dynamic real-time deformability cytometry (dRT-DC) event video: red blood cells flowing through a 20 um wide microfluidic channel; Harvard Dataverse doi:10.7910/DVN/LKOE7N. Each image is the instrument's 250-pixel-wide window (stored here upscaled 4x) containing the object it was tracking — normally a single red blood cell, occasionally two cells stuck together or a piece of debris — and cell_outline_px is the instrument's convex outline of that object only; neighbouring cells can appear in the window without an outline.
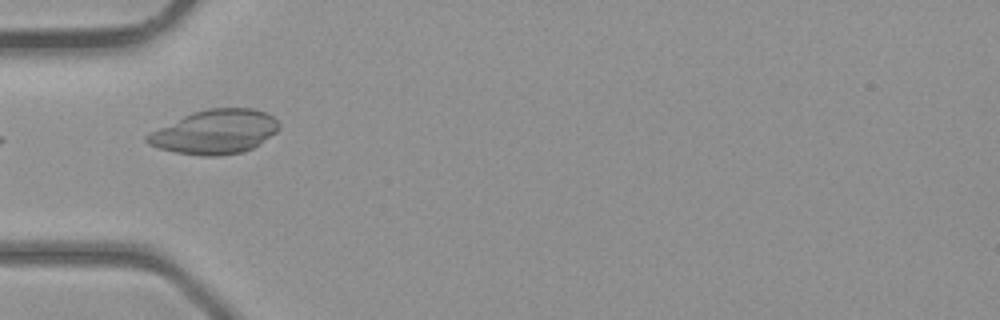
{"species": "common noctule bat (a hibernating species)", "species_latin": "Nyctalus noctula", "temperature_condition": "room temperature", "stored_images_in_passage": 2, "camera_frame_rate_fps": 3000, "um_per_image_px": 0.085, "animal": {"sex": "male", "body_mass_g": 23.1, "forearm_length_mm": 52.7}, "frame": {"image": 1, "passage_image": 1, "time_ms": 0.0, "image_size_px": [1000, 320], "cell_outline_px": [[280, 128], [276, 132], [260, 144], [244, 152], [216, 156], [200, 156], [176, 152], [160, 148], [148, 144], [144, 140], [144, 136], [192, 112], [208, 108], [256, 108], [268, 112], [280, 124]], "centroid_in_image_um": [18.32, 11.2], "position_along_channel_um": 66.7, "area_um2": 33.87}}
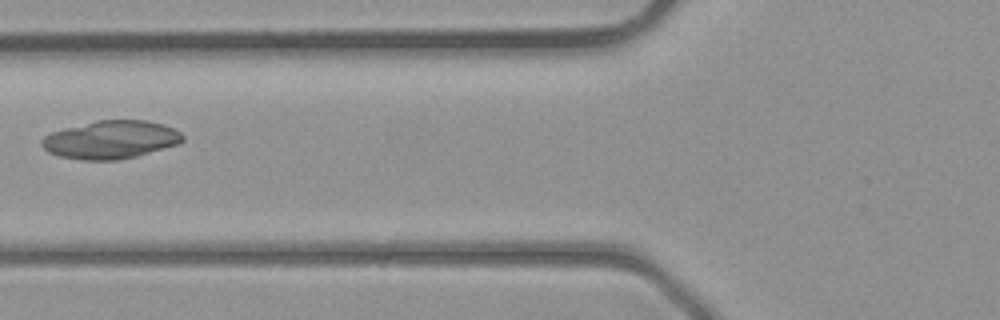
{"frame": {"image": 2, "passage_image": 2, "time_ms": 1.0, "image_size_px": [1000, 320], "cell_outline_px": [[184, 140], [180, 144], [136, 156], [120, 160], [80, 160], [60, 156], [48, 152], [40, 144], [40, 140], [44, 136], [52, 132], [64, 128], [96, 120], [148, 120], [164, 124], [180, 132], [184, 136]], "centroid_in_image_um": [9.42, 11.87], "position_along_channel_um": 116.4, "area_um2": 31.5}}